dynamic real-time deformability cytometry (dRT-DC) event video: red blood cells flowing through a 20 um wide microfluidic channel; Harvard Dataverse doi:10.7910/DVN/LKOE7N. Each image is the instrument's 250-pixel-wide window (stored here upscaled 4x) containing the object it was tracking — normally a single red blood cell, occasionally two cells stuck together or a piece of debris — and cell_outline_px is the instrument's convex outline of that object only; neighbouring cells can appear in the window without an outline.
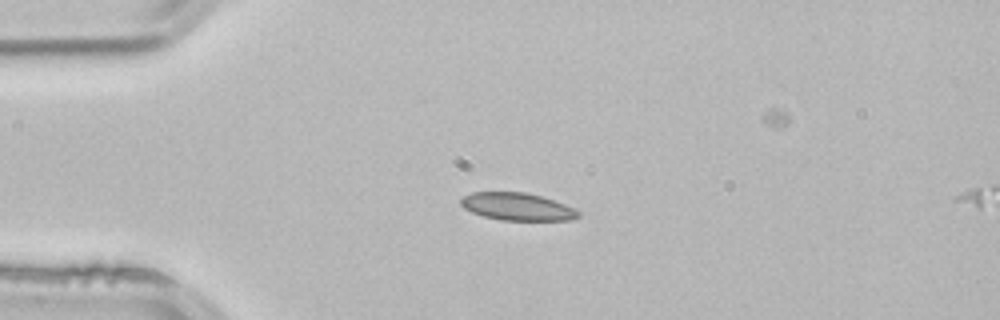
{"species": "common noctule bat (a hibernating species)", "species_latin": "Nyctalus noctula", "temperature_condition": "room temperature", "stored_images_in_passage": 3, "camera_frame_rate_fps": 3000, "um_per_image_px": 0.085, "animal": {"sex": "male", "body_mass_g": 21.5, "forearm_length_mm": 52.0}, "frame": {"image": 1, "passage_image": 2, "time_ms": 0.333, "image_size_px": [1000, 320], "cell_outline_px": [[580, 216], [572, 220], [500, 220], [484, 216], [472, 212], [464, 208], [460, 204], [460, 200], [464, 196], [472, 192], [524, 192], [540, 196], [564, 204], [580, 212]], "centroid_in_image_um": [43.95, 17.57], "position_along_channel_um": 41.1, "area_um2": 18.67}}